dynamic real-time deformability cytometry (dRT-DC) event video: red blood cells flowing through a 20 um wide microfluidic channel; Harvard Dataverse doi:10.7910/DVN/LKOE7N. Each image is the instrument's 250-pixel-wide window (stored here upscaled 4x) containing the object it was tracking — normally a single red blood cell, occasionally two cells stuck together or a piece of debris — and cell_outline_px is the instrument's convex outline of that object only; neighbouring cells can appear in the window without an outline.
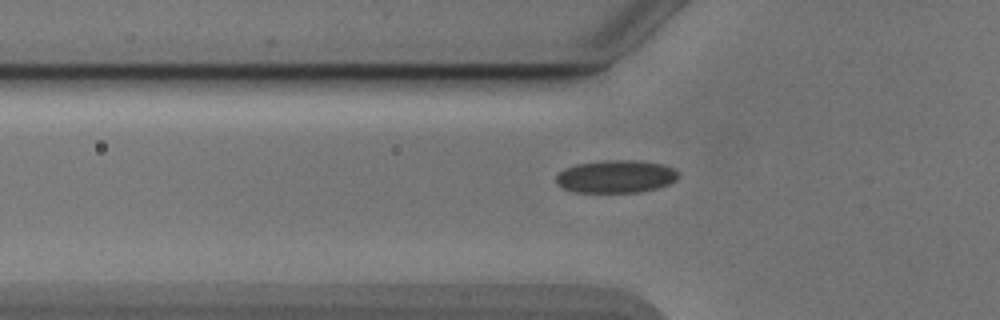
{"species": "Egyptian fruit bat (a non-hibernating species)", "species_latin": "Rousettus aegyptiacus", "temperature_condition": "cold", "stored_images_in_passage": 34, "camera_frame_rate_fps": 3000, "um_per_image_px": 0.085, "animal": {"sex": "male"}, "frame": {"image": 1, "passage_image": 5, "time_ms": 1.333, "image_size_px": [1000, 320], "cell_outline_px": [[680, 176], [676, 180], [668, 184], [656, 188], [640, 192], [576, 192], [564, 188], [556, 180], [556, 176], [564, 168], [576, 164], [604, 160], [636, 160], [664, 164], [680, 172]], "centroid_in_image_um": [52.39, 14.99], "position_along_channel_um": 73.4, "area_um2": 23.35}}
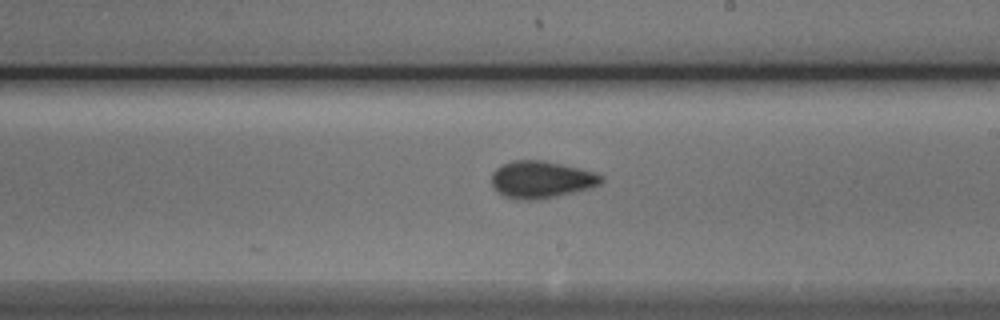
{"frame": {"image": 2, "passage_image": 18, "time_ms": 5.667, "image_size_px": [1000, 320], "cell_outline_px": [[604, 180], [600, 184], [588, 188], [540, 200], [516, 200], [504, 196], [492, 184], [492, 172], [500, 164], [512, 160], [544, 160], [580, 168], [596, 172], [604, 176]], "centroid_in_image_um": [46.01, 15.25], "position_along_channel_um": 243.0, "area_um2": 23.87}}
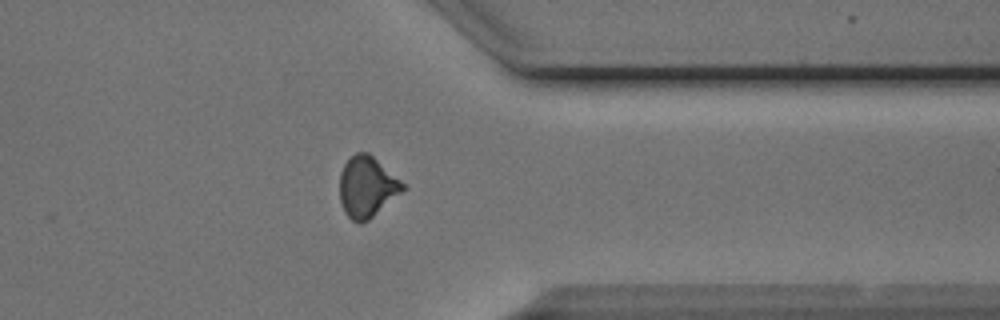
{"frame": {"image": 3, "passage_image": 29, "time_ms": 9.333, "image_size_px": [1000, 320], "cell_outline_px": [[408, 188], [368, 220], [360, 224], [352, 220], [344, 212], [340, 200], [340, 172], [344, 164], [356, 152], [368, 152], [400, 180]], "centroid_in_image_um": [31.19, 15.9], "position_along_channel_um": 380.2, "area_um2": 22.31}}